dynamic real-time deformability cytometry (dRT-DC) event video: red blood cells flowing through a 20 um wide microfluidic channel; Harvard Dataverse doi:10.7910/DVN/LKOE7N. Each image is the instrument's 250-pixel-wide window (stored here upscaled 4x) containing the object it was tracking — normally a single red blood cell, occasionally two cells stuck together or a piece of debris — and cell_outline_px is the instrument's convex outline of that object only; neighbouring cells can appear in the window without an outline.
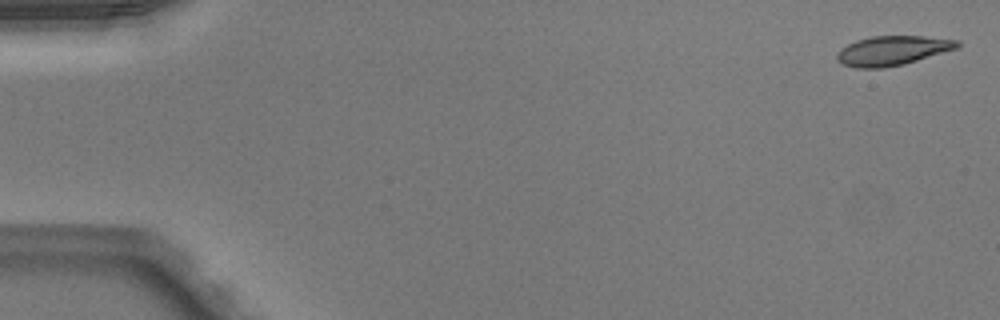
{"species": "Egyptian fruit bat (a non-hibernating species)", "species_latin": "Rousettus aegyptiacus", "temperature_condition": "warm", "stored_images_in_passage": 15, "camera_frame_rate_fps": 3000, "um_per_image_px": 0.085, "animal": {"sex": "male"}, "frame": {"image": 1, "passage_image": 2, "time_ms": 0.333, "image_size_px": [1000, 320], "cell_outline_px": [[960, 44], [956, 48], [904, 64], [884, 68], [856, 68], [840, 64], [836, 60], [836, 52], [840, 48], [856, 40], [872, 36], [924, 36], [960, 40]], "centroid_in_image_um": [75.79, 4.3], "position_along_channel_um": 9.2, "area_um2": 20.75}}
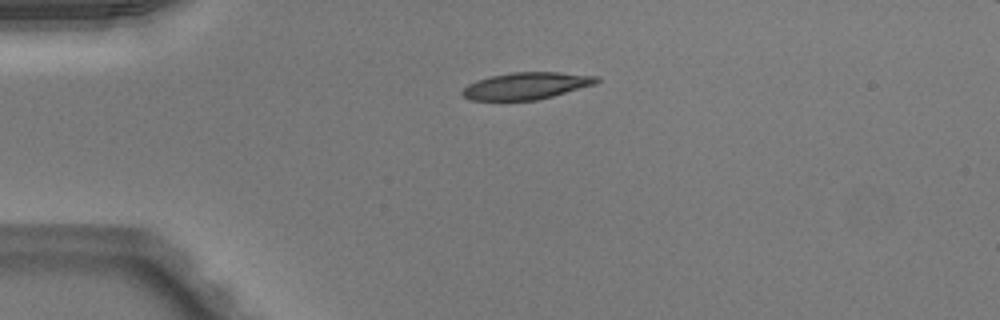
{"frame": {"image": 2, "passage_image": 13, "time_ms": 4.0, "image_size_px": [1000, 320], "cell_outline_px": [[600, 80], [596, 84], [552, 96], [536, 100], [468, 100], [460, 92], [468, 84], [476, 80], [492, 76], [512, 72], [560, 72], [600, 76]], "centroid_in_image_um": [44.75, 7.29], "position_along_channel_um": 40.2, "area_um2": 21.1}}